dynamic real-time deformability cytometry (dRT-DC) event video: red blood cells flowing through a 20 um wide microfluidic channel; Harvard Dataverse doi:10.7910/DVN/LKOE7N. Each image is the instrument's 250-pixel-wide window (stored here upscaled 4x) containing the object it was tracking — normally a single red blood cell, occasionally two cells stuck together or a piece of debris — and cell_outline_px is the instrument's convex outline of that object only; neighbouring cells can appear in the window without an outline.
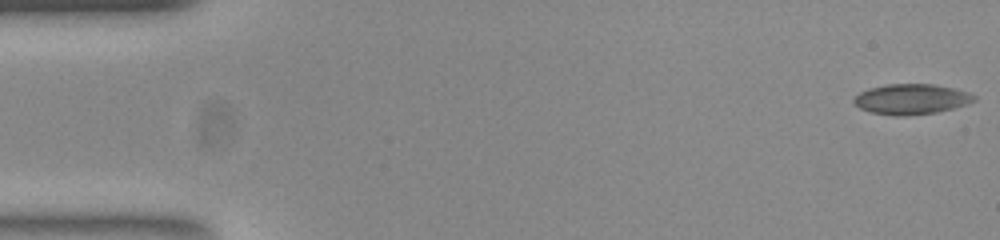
{"species": "common noctule bat (a hibernating species)", "species_latin": "Nyctalus noctula", "temperature_condition": "room temperature", "stored_images_in_passage": 52, "camera_frame_rate_fps": 3000, "um_per_image_px": 0.085, "animal": {"sex": "female", "body_mass_g": 23.0, "forearm_length_mm": 53.4}, "frame": {"image": 1, "passage_image": 1, "time_ms": 0.0, "image_size_px": [1000, 240], "cell_outline_px": [[976, 100], [968, 104], [936, 112], [904, 116], [892, 116], [872, 112], [860, 108], [852, 100], [860, 92], [868, 88], [888, 84], [932, 84], [952, 88], [968, 92], [976, 96]], "centroid_in_image_um": [77.46, 8.43], "position_along_channel_um": 7.5, "area_um2": 21.15}}
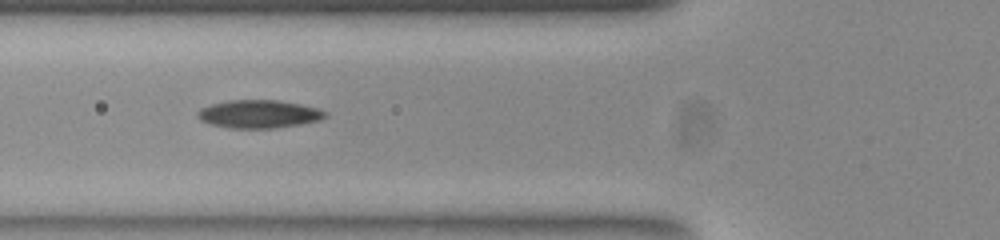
{"frame": {"image": 2, "passage_image": 19, "time_ms": 6.0, "image_size_px": [1000, 240], "cell_outline_px": [[328, 116], [320, 120], [296, 124], [268, 128], [232, 128], [212, 124], [200, 120], [196, 116], [196, 112], [200, 108], [212, 104], [228, 100], [280, 100], [300, 104], [316, 108], [328, 112]], "centroid_in_image_um": [21.98, 9.68], "position_along_channel_um": 103.8, "area_um2": 20.69}}
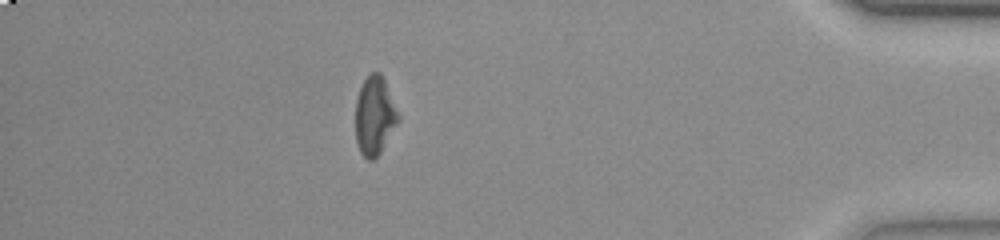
{"frame": {"image": 3, "passage_image": 46, "time_ms": 15.0, "image_size_px": [1000, 240], "cell_outline_px": [[400, 120], [380, 152], [372, 160], [368, 160], [360, 152], [356, 140], [356, 100], [360, 88], [368, 72], [380, 72], [384, 80], [400, 116]], "centroid_in_image_um": [31.84, 9.82], "position_along_channel_um": 403.4, "area_um2": 19.42}, "authors_computed_cell_mechanics": {"area_um2": 20.2878, "velocity_mm_per_s": 3.8736, "shape_relaxation_time_tau1_ms": null, "shape_relaxation_time_tau2_ms": 10.3986, "deformation_change_tau1": null, "deformation_change_tau2": 0.2041}}